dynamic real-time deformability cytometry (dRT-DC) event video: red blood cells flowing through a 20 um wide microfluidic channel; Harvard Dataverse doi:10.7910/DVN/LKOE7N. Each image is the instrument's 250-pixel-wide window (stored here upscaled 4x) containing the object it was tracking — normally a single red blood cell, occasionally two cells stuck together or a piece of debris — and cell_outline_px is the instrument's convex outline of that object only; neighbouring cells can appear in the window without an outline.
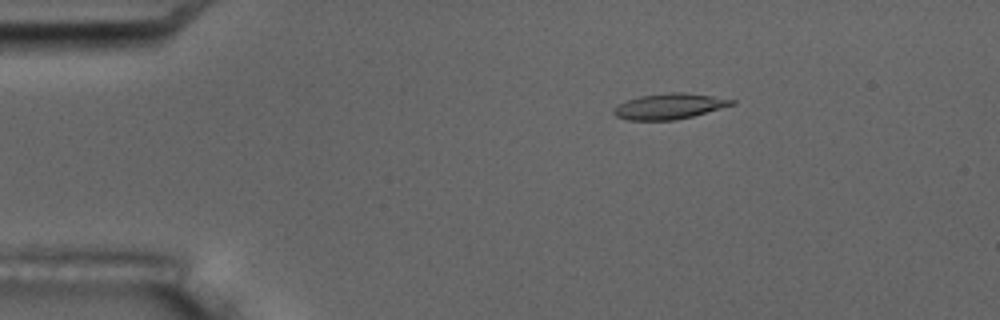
{"species": "common noctule bat (a hibernating species)", "species_latin": "Nyctalus noctula", "temperature_condition": "room temperature", "stored_images_in_passage": 4, "camera_frame_rate_fps": 3000, "um_per_image_px": 0.085, "animal": {"sex": "male", "body_mass_g": 17.5, "forearm_length_mm": 52.3}, "frame": {"image": 1, "passage_image": 2, "time_ms": 2.0, "image_size_px": [1000, 320], "cell_outline_px": [[736, 104], [692, 116], [676, 120], [628, 120], [616, 116], [612, 112], [612, 108], [628, 100], [640, 96], [668, 92], [684, 92], [712, 96], [736, 100]], "centroid_in_image_um": [56.89, 9.03], "position_along_channel_um": 28.1, "area_um2": 17.57}}